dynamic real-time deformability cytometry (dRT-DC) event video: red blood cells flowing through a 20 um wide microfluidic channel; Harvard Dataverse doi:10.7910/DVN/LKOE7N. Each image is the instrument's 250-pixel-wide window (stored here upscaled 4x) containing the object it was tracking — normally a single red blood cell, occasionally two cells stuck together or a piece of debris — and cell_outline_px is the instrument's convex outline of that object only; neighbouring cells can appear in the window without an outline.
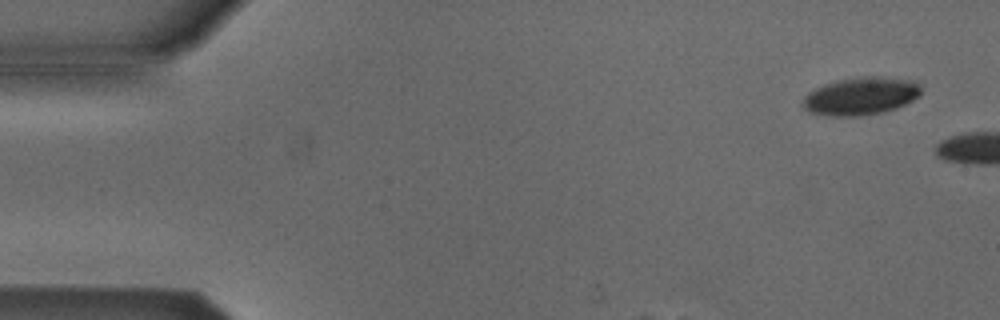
{"species": "Egyptian fruit bat (a non-hibernating species)", "species_latin": "Rousettus aegyptiacus", "temperature_condition": "cold", "stored_images_in_passage": 2, "camera_frame_rate_fps": 3000, "um_per_image_px": 0.085, "animal": {"sex": "male"}, "frame": {"image": 1, "passage_image": 1, "time_ms": 0.0, "image_size_px": [1000, 320], "cell_outline_px": [[920, 96], [896, 108], [884, 112], [856, 116], [832, 116], [808, 112], [800, 104], [804, 96], [808, 92], [824, 84], [836, 80], [864, 76], [880, 76], [916, 80], [920, 84]], "centroid_in_image_um": [73.16, 8.16], "position_along_channel_um": 11.8, "area_um2": 26.3}}